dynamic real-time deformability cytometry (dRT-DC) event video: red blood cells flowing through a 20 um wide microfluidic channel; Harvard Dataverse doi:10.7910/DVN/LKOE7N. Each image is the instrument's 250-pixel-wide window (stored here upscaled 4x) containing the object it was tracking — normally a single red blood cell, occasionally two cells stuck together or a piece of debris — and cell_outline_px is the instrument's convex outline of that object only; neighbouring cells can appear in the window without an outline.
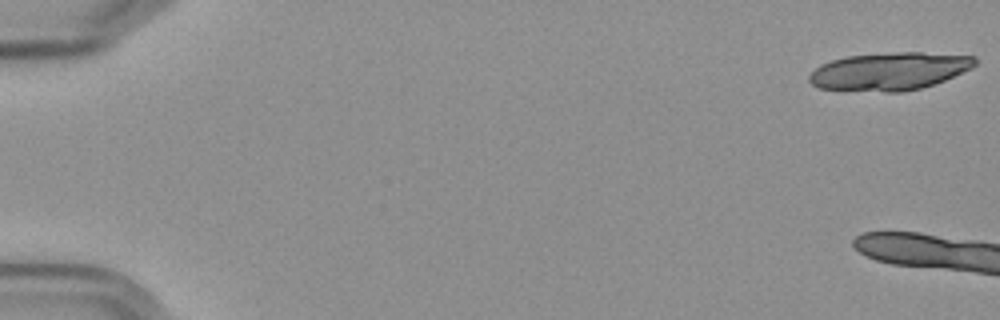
{"species": "Egyptian fruit bat (a non-hibernating species)", "species_latin": "Rousettus aegyptiacus", "temperature_condition": "cold", "stored_images_in_passage": 5, "camera_frame_rate_fps": 3000, "um_per_image_px": 0.085, "frame": {"image": 1, "passage_image": 1, "time_ms": 0.0, "image_size_px": [1000, 320], "cell_outline_px": [[976, 64], [972, 68], [944, 80], [920, 88], [900, 92], [884, 92], [816, 88], [808, 80], [808, 76], [820, 64], [832, 60], [848, 56], [896, 52], [920, 52], [976, 56]], "centroid_in_image_um": [75.59, 6.06], "position_along_channel_um": 9.4, "area_um2": 36.41}}